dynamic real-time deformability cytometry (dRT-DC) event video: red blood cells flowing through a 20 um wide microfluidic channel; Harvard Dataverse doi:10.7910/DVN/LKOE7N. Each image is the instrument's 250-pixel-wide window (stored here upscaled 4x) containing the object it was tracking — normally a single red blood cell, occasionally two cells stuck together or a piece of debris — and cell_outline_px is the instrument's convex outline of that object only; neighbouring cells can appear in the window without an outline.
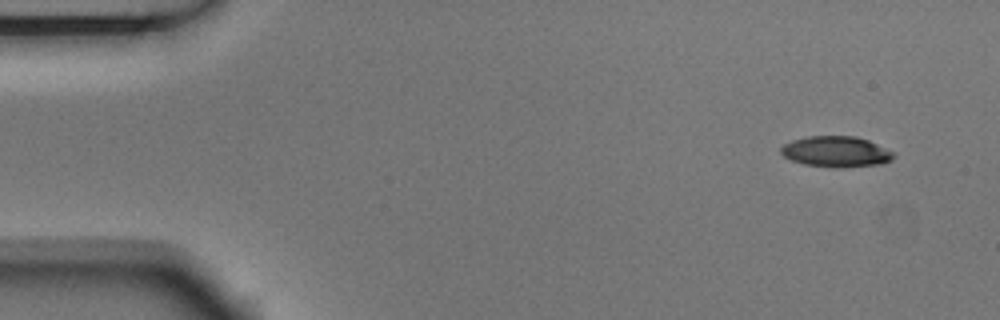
{"species": "Egyptian fruit bat (a non-hibernating species)", "species_latin": "Rousettus aegyptiacus", "temperature_condition": "room temperature", "stored_images_in_passage": 4, "camera_frame_rate_fps": 3000, "um_per_image_px": 0.085, "animal": {"sex": "male"}, "frame": {"image": 1, "passage_image": 1, "time_ms": 0.0, "image_size_px": [1000, 320], "cell_outline_px": [[896, 156], [892, 160], [880, 164], [804, 164], [792, 160], [784, 156], [780, 152], [780, 148], [784, 144], [792, 140], [808, 136], [856, 136], [868, 140], [896, 152]], "centroid_in_image_um": [71.08, 12.82], "position_along_channel_um": 13.9, "area_um2": 19.25}}